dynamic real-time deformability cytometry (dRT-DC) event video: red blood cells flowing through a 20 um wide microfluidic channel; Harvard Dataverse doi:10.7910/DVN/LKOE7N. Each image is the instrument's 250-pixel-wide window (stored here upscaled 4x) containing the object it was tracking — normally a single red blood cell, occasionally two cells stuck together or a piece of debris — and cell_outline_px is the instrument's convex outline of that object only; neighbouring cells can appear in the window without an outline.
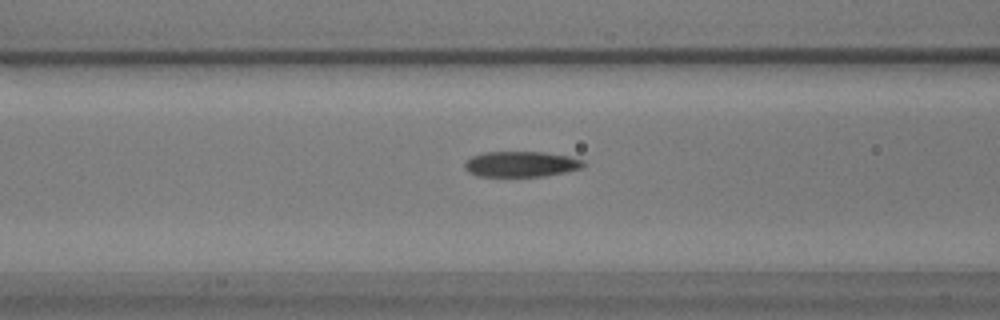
{"species": "common noctule bat (a hibernating species)", "species_latin": "Nyctalus noctula", "temperature_condition": "warm", "stored_images_in_passage": 15, "camera_frame_rate_fps": 3000, "um_per_image_px": 0.085, "animal": {"sex": "male", "body_mass_g": 17.9}, "frame": {"image": 1, "passage_image": 9, "time_ms": 2.667, "image_size_px": [1000, 320], "cell_outline_px": [[584, 164], [580, 168], [564, 172], [544, 176], [476, 176], [468, 172], [464, 168], [464, 164], [472, 156], [484, 152], [544, 152], [568, 156], [584, 160]], "centroid_in_image_um": [44.26, 13.95], "position_along_channel_um": 122.3, "area_um2": 17.57}}
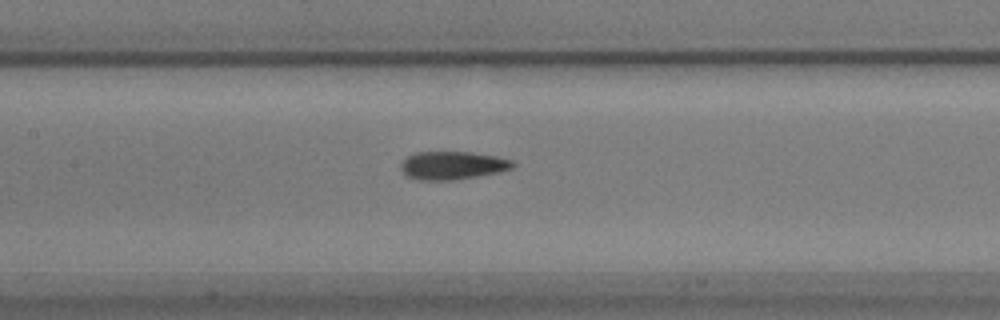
{"frame": {"image": 2, "passage_image": 13, "time_ms": 4.0, "image_size_px": [1000, 320], "cell_outline_px": [[516, 164], [512, 168], [500, 172], [452, 180], [420, 180], [408, 176], [400, 168], [400, 164], [408, 156], [416, 152], [472, 152], [496, 156], [512, 160]], "centroid_in_image_um": [38.48, 14.05], "position_along_channel_um": 168.9, "area_um2": 18.26}}